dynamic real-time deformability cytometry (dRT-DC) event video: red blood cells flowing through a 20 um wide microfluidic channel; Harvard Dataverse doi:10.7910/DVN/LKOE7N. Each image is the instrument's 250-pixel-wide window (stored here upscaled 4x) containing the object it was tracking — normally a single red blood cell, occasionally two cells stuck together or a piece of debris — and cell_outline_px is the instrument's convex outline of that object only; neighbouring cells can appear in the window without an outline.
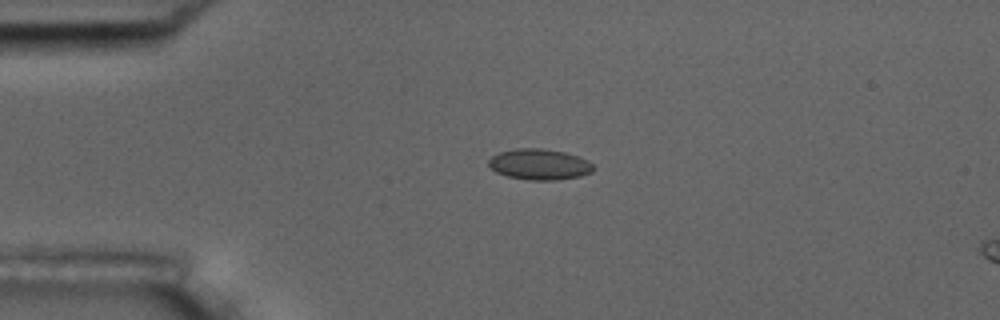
{"species": "common noctule bat (a hibernating species)", "species_latin": "Nyctalus noctula", "temperature_condition": "room temperature", "stored_images_in_passage": 5, "camera_frame_rate_fps": 3000, "um_per_image_px": 0.085, "animal": {"sex": "male", "body_mass_g": 17.5, "forearm_length_mm": 52.3}, "frame": {"image": 1, "passage_image": 3, "time_ms": 3.0, "image_size_px": [1000, 320], "cell_outline_px": [[596, 168], [592, 172], [580, 176], [556, 180], [532, 180], [508, 176], [496, 172], [488, 164], [488, 160], [492, 156], [500, 152], [516, 148], [540, 148], [564, 152], [588, 160]], "centroid_in_image_um": [45.86, 13.97], "position_along_channel_um": 39.1, "area_um2": 18.73}}